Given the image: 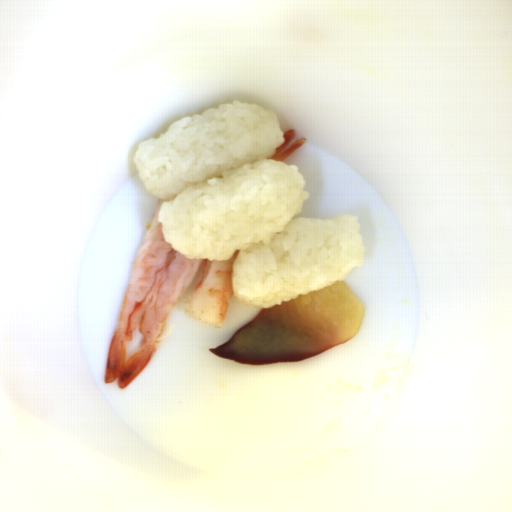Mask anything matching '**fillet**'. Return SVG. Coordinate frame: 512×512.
<instances>
[{
    "mask_svg": "<svg viewBox=\"0 0 512 512\" xmlns=\"http://www.w3.org/2000/svg\"><path fill=\"white\" fill-rule=\"evenodd\" d=\"M366 309L342 280L263 308L220 347L208 351L251 365L301 362L357 336Z\"/></svg>",
    "mask_w": 512,
    "mask_h": 512,
    "instance_id": "obj_1",
    "label": "fillet"
}]
</instances>
